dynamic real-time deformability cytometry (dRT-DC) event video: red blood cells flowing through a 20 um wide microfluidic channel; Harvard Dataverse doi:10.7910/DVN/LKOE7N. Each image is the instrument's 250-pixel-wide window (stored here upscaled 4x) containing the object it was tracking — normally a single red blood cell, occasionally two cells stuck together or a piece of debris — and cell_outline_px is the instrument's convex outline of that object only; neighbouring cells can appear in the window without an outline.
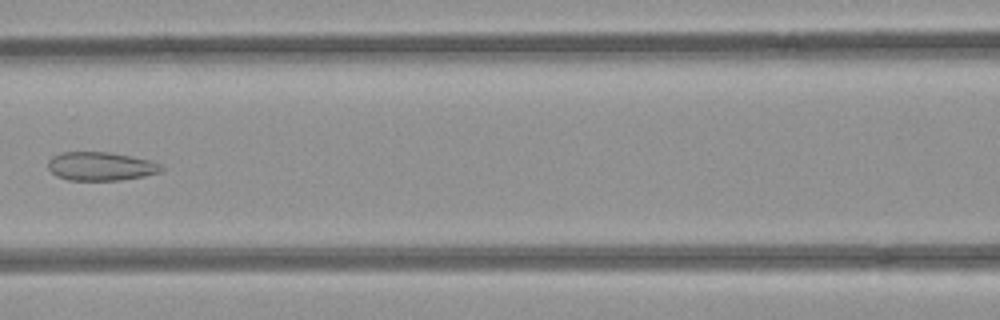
{"species": "common noctule bat (a hibernating species)", "species_latin": "Nyctalus noctula", "temperature_condition": "room temperature", "stored_images_in_passage": 6, "camera_frame_rate_fps": 3000, "um_per_image_px": 0.085, "animal": {"sex": "female", "body_mass_g": 21.9}, "frame": {"image": 1, "passage_image": 6, "time_ms": 1.667, "image_size_px": [1000, 320], "cell_outline_px": [[164, 168], [160, 172], [144, 176], [120, 180], [68, 180], [56, 176], [48, 168], [48, 160], [52, 156], [64, 152], [108, 152], [148, 160], [160, 164]], "centroid_in_image_um": [8.53, 14.14], "position_along_channel_um": 158.1, "area_um2": 18.73}}